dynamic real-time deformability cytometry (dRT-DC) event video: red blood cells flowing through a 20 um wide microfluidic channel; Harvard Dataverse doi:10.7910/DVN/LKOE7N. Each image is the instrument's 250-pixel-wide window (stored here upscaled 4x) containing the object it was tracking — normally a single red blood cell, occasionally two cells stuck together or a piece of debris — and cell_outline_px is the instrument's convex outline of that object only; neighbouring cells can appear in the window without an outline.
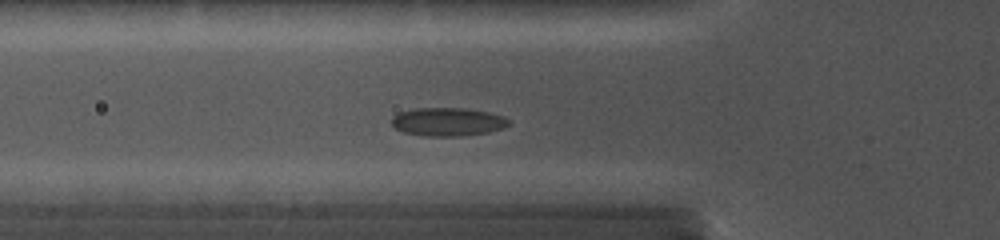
{"species": "common noctule bat (a hibernating species)", "species_latin": "Nyctalus noctula", "temperature_condition": "cold", "stored_images_in_passage": 24, "camera_frame_rate_fps": 5000, "um_per_image_px": 0.085, "animal": {"sex": "female", "body_mass_g": 19.0, "forearm_length_mm": 56.7}, "frame": {"image": 1, "passage_image": 2, "time_ms": 0.6, "image_size_px": [1000, 240], "cell_outline_px": [[508, 124], [504, 128], [488, 132], [460, 136], [424, 136], [404, 132], [396, 128], [392, 124], [392, 116], [400, 112], [416, 108], [460, 108], [488, 112], [500, 116], [508, 120]], "centroid_in_image_um": [38.02, 10.36], "position_along_channel_um": 87.8, "area_um2": 19.07}}
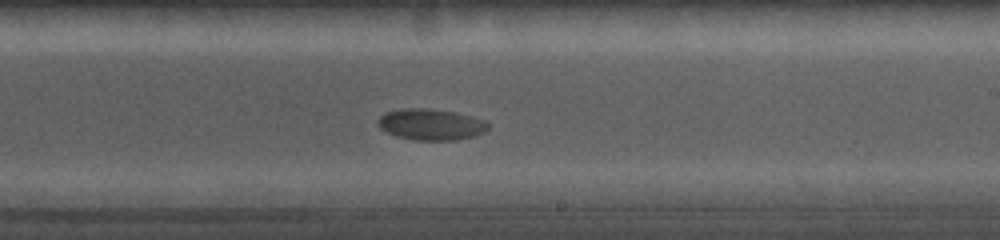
{"frame": {"image": 2, "passage_image": 12, "time_ms": 5.0, "image_size_px": [1000, 240], "cell_outline_px": [[488, 128], [484, 132], [472, 136], [456, 140], [412, 140], [396, 136], [380, 128], [376, 124], [376, 120], [384, 112], [404, 108], [428, 108], [456, 112], [472, 116], [484, 120], [488, 124]], "centroid_in_image_um": [36.59, 10.57], "position_along_channel_um": 252.4, "area_um2": 20.17}}
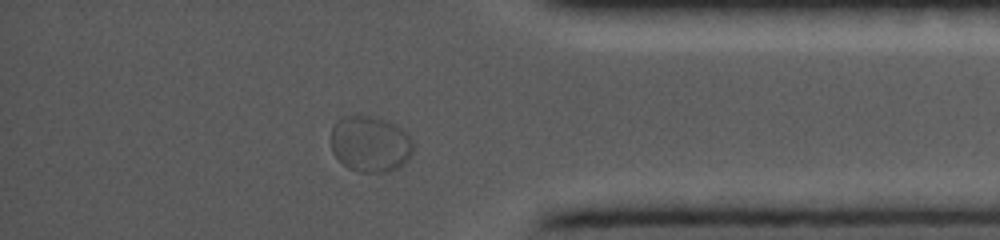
{"frame": {"image": 3, "passage_image": 22, "time_ms": 9.2, "image_size_px": [1000, 240], "cell_outline_px": [[412, 152], [404, 164], [396, 168], [384, 172], [360, 172], [348, 168], [332, 152], [332, 128], [336, 120], [344, 116], [376, 116], [400, 128], [412, 140]], "centroid_in_image_um": [31.44, 12.24], "position_along_channel_um": 403.8, "area_um2": 26.53}}